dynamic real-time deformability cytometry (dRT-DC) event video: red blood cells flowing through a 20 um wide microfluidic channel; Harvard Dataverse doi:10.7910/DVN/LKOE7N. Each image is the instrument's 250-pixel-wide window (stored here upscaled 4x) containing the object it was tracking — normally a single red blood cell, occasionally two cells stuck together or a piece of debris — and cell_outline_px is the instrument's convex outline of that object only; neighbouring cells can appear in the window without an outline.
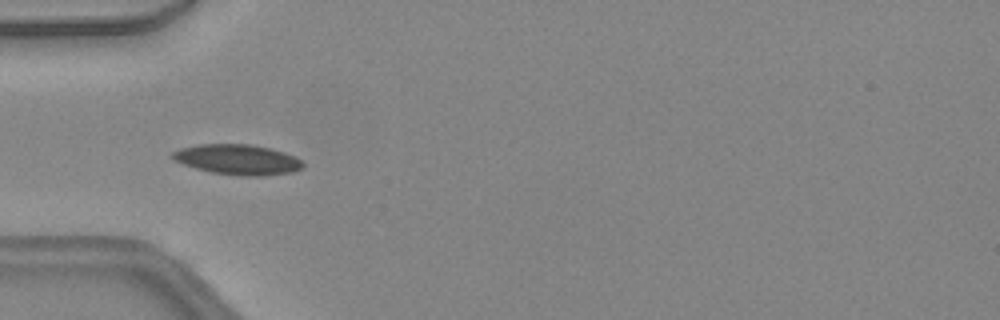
{"species": "common noctule bat (a hibernating species)", "species_latin": "Nyctalus noctula", "temperature_condition": "warm", "stored_images_in_passage": 5, "camera_frame_rate_fps": 3000, "um_per_image_px": 0.085, "animal": {"sex": "female", "body_mass_g": 24.6, "forearm_length_mm": 56.2}, "frame": {"image": 1, "passage_image": 3, "time_ms": 0.667, "image_size_px": [1000, 320], "cell_outline_px": [[304, 164], [300, 168], [292, 172], [264, 176], [244, 176], [212, 172], [196, 168], [172, 160], [168, 156], [172, 152], [180, 148], [200, 144], [248, 144], [268, 148], [284, 152], [300, 160]], "centroid_in_image_um": [20.14, 13.56], "position_along_channel_um": 64.9, "area_um2": 22.83}}